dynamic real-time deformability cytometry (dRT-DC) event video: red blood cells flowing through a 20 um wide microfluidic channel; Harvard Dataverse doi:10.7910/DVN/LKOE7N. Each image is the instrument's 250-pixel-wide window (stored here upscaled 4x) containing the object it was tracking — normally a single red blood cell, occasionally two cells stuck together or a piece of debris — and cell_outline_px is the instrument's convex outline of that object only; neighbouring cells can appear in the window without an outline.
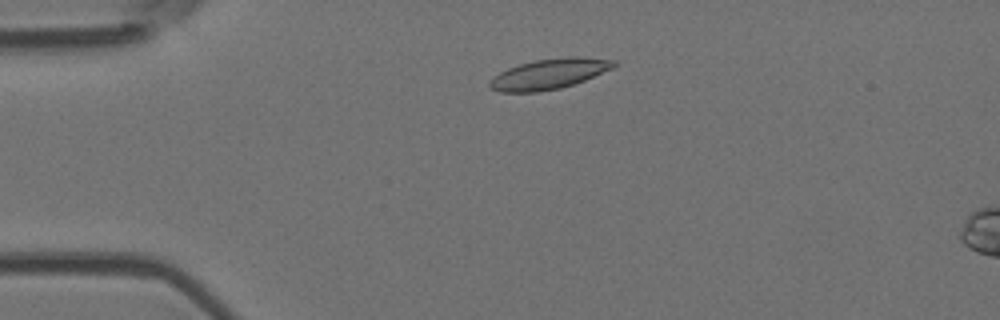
{"species": "Egyptian fruit bat (a non-hibernating species)", "species_latin": "Rousettus aegyptiacus", "temperature_condition": "room temperature", "stored_images_in_passage": 5, "camera_frame_rate_fps": 3000, "um_per_image_px": 0.085, "animal": {"sex": "female"}, "frame": {"image": 1, "passage_image": 3, "time_ms": 2.333, "image_size_px": [1000, 320], "cell_outline_px": [[616, 64], [612, 68], [584, 80], [560, 88], [540, 92], [500, 92], [492, 88], [488, 84], [500, 72], [508, 68], [520, 64], [536, 60], [568, 56], [580, 56], [616, 60]], "centroid_in_image_um": [46.7, 6.27], "position_along_channel_um": 38.3, "area_um2": 21.68}}